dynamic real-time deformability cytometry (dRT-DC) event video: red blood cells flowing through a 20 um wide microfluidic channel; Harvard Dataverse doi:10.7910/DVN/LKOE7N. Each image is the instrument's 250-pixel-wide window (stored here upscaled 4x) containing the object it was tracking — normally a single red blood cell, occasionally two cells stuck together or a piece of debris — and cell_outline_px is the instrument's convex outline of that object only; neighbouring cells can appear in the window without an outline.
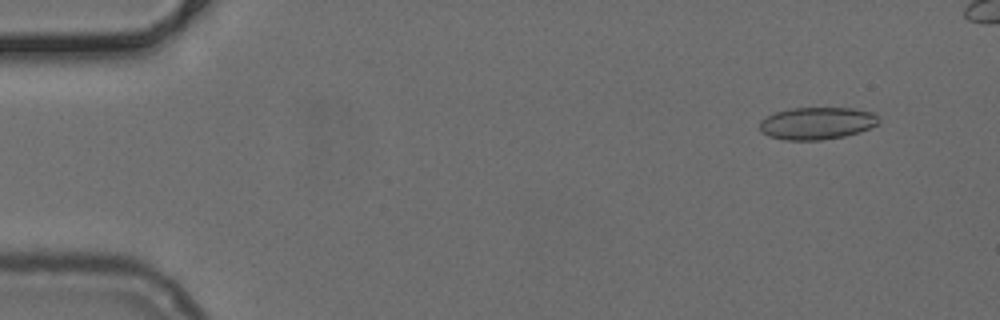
{"species": "common noctule bat (a hibernating species)", "species_latin": "Nyctalus noctula", "temperature_condition": "cold", "stored_images_in_passage": 48, "camera_frame_rate_fps": 3000, "um_per_image_px": 0.085, "animal": {"sex": "female", "body_mass_g": 24.6, "forearm_length_mm": 56.2}, "frame": {"image": 1, "passage_image": 5, "time_ms": 1.333, "image_size_px": [1000, 320], "cell_outline_px": [[880, 120], [872, 128], [860, 132], [844, 136], [820, 140], [784, 140], [768, 136], [760, 132], [760, 120], [776, 112], [788, 108], [852, 108], [872, 112]], "centroid_in_image_um": [69.42, 10.48], "position_along_channel_um": 15.6, "area_um2": 22.48}}
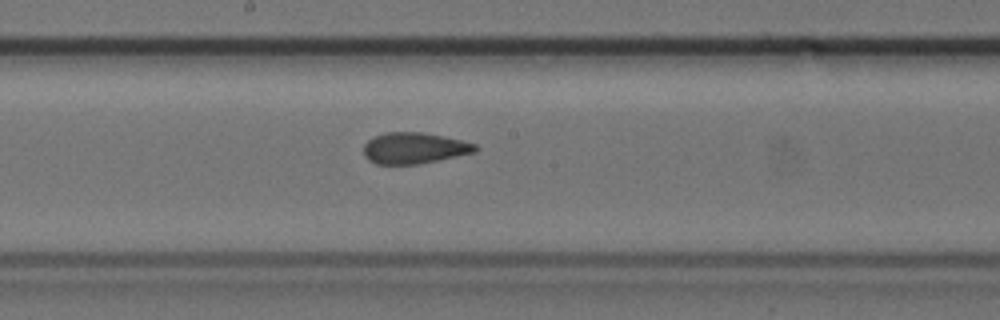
{"frame": {"image": 2, "passage_image": 28, "time_ms": 9.0, "image_size_px": [1000, 320], "cell_outline_px": [[480, 148], [476, 152], [416, 164], [376, 164], [368, 160], [364, 156], [364, 144], [368, 140], [384, 132], [420, 132], [444, 136], [476, 144]], "centroid_in_image_um": [35.2, 12.58], "position_along_channel_um": 213.0, "area_um2": 20.17}}
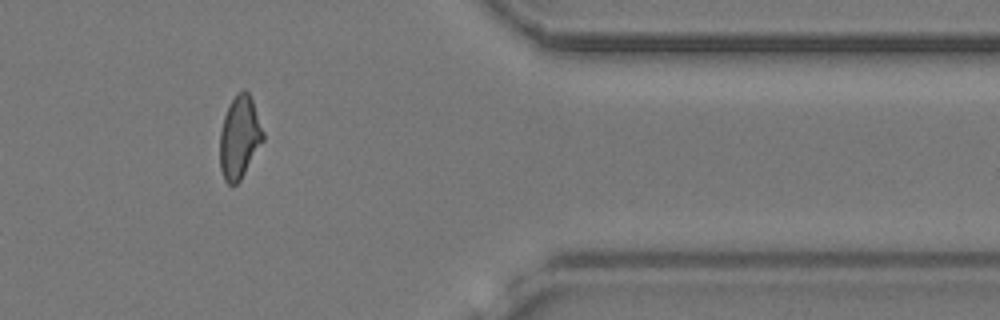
{"frame": {"image": 3, "passage_image": 43, "time_ms": 14.0, "image_size_px": [1000, 320], "cell_outline_px": [[264, 140], [240, 180], [232, 188], [224, 180], [220, 168], [220, 132], [224, 116], [228, 104], [244, 88], [248, 92], [252, 100], [264, 132]], "centroid_in_image_um": [20.35, 11.7], "position_along_channel_um": 391.1, "area_um2": 20.75}}